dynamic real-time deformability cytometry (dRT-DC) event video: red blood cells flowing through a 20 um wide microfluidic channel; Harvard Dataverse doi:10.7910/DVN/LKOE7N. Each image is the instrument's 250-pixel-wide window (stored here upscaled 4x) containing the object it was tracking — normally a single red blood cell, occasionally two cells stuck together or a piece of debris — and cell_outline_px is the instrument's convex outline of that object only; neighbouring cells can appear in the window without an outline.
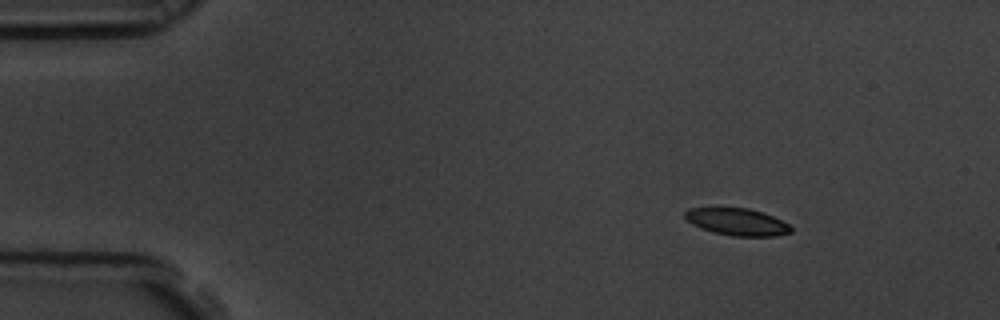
{"species": "common noctule bat (a hibernating species)", "species_latin": "Nyctalus noctula", "temperature_condition": "room temperature", "stored_images_in_passage": 5, "camera_frame_rate_fps": 3000, "um_per_image_px": 0.085, "animal": {"sex": "male", "body_mass_g": 19.5, "forearm_length_mm": 54.6}, "frame": {"image": 1, "passage_image": 2, "time_ms": 0.333, "image_size_px": [1000, 320], "cell_outline_px": [[792, 232], [776, 236], [732, 236], [712, 232], [700, 228], [692, 224], [684, 216], [684, 212], [688, 208], [748, 208], [764, 212], [788, 224], [792, 228]], "centroid_in_image_um": [62.65, 18.86], "position_along_channel_um": 22.4, "area_um2": 16.76}}
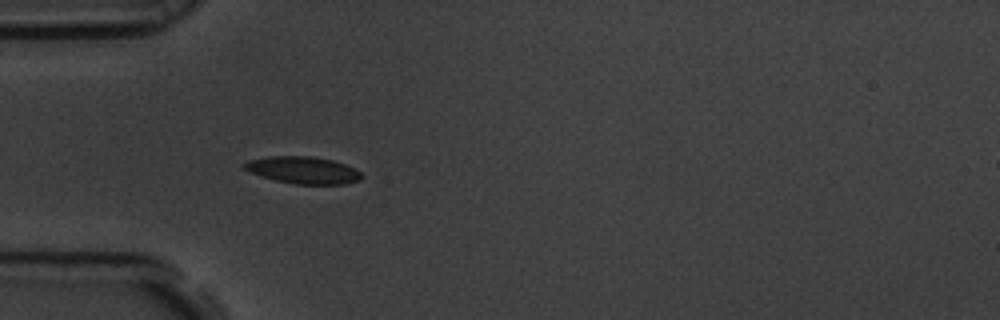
{"frame": {"image": 2, "passage_image": 5, "time_ms": 1.333, "image_size_px": [1000, 320], "cell_outline_px": [[364, 176], [360, 180], [344, 184], [296, 184], [276, 180], [240, 168], [240, 164], [248, 160], [268, 156], [312, 156], [332, 160], [344, 164], [360, 172]], "centroid_in_image_um": [25.73, 14.45], "position_along_channel_um": 59.3, "area_um2": 18.44}}